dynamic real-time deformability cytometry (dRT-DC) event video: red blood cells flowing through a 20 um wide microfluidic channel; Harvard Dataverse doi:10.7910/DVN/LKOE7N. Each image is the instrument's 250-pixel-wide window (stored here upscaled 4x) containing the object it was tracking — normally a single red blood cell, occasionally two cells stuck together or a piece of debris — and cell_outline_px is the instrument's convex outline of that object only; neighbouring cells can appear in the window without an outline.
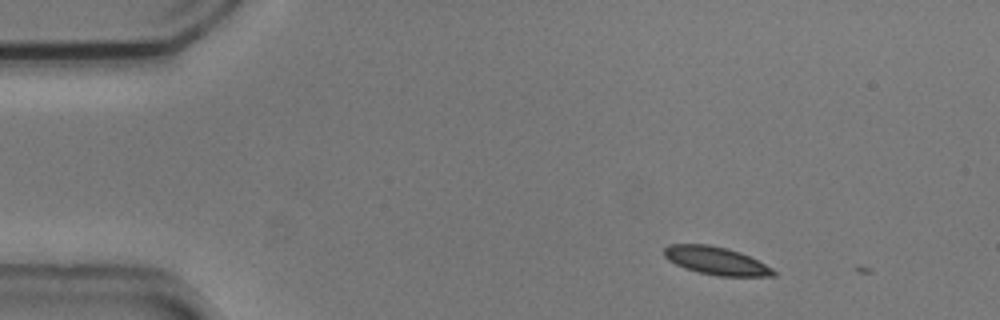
{"species": "common noctule bat (a hibernating species)", "species_latin": "Nyctalus noctula", "temperature_condition": "cold", "stored_images_in_passage": 6, "camera_frame_rate_fps": 3000, "um_per_image_px": 0.085, "animal": {"sex": "male", "body_mass_g": 20.5, "forearm_length_mm": 52.5}, "frame": {"image": 1, "passage_image": 2, "time_ms": 0.333, "image_size_px": [1000, 320], "cell_outline_px": [[776, 276], [720, 276], [696, 272], [684, 268], [668, 260], [664, 256], [664, 248], [668, 244], [708, 244], [728, 248], [740, 252], [772, 268], [776, 272]], "centroid_in_image_um": [60.83, 22.16], "position_along_channel_um": 24.2, "area_um2": 17.8}}